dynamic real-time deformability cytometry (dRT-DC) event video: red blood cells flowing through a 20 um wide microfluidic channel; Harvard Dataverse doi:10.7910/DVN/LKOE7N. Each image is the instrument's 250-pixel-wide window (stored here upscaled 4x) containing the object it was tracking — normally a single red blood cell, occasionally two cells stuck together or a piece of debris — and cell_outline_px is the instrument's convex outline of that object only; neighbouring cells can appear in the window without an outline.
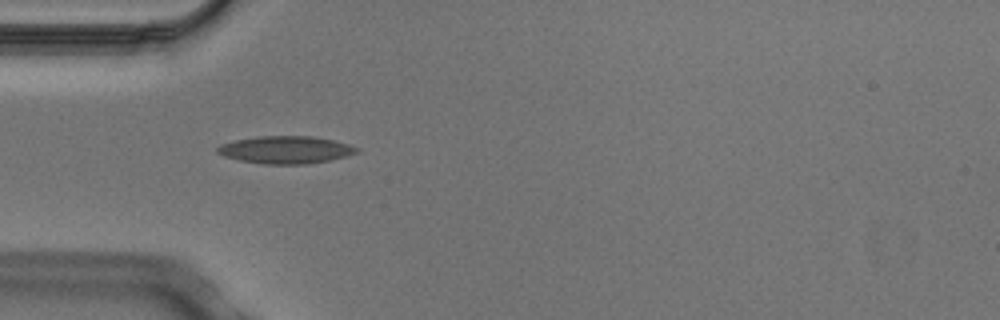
{"species": "Egyptian fruit bat (a non-hibernating species)", "species_latin": "Rousettus aegyptiacus", "temperature_condition": "cold", "stored_images_in_passage": 8, "camera_frame_rate_fps": 3000, "um_per_image_px": 0.085, "animal": {"sex": "male"}, "frame": {"image": 1, "passage_image": 4, "time_ms": 1.0, "image_size_px": [1000, 320], "cell_outline_px": [[360, 152], [348, 156], [308, 164], [260, 164], [240, 160], [224, 156], [216, 152], [216, 148], [220, 144], [236, 140], [256, 136], [312, 136], [332, 140], [348, 144], [360, 148]], "centroid_in_image_um": [24.29, 12.73], "position_along_channel_um": 60.7, "area_um2": 22.43}}
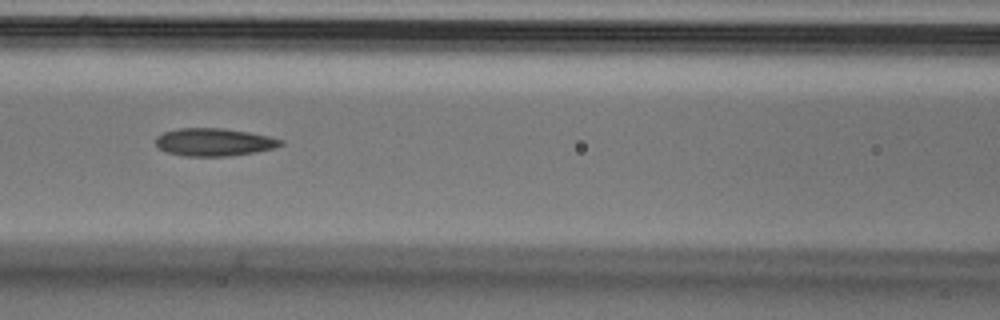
{"frame": {"image": 2, "passage_image": 6, "time_ms": 1.667, "image_size_px": [1000, 320], "cell_outline_px": [[284, 144], [276, 148], [256, 152], [228, 156], [184, 156], [168, 152], [160, 148], [156, 144], [156, 136], [164, 132], [180, 128], [224, 128], [248, 132], [268, 136], [284, 140]], "centroid_in_image_um": [18.23, 12.08], "position_along_channel_um": 148.4, "area_um2": 20.23}}
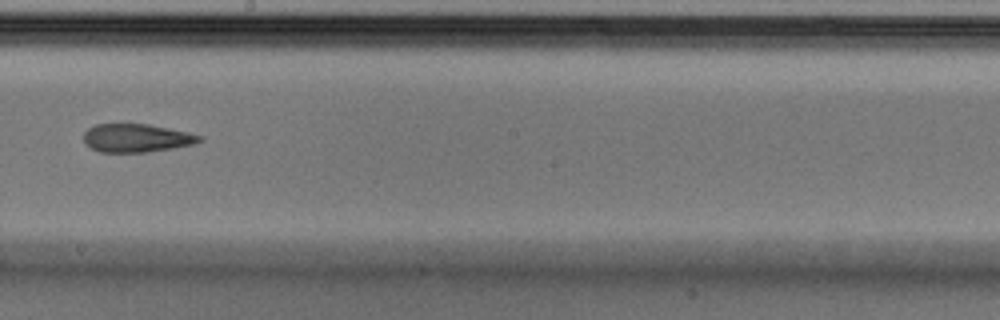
{"frame": {"image": 3, "passage_image": 8, "time_ms": 2.333, "image_size_px": [1000, 320], "cell_outline_px": [[204, 140], [196, 144], [148, 152], [100, 152], [84, 144], [84, 132], [88, 128], [96, 124], [148, 124], [188, 132], [204, 136]], "centroid_in_image_um": [11.63, 11.73], "position_along_channel_um": 236.6, "area_um2": 19.25}}